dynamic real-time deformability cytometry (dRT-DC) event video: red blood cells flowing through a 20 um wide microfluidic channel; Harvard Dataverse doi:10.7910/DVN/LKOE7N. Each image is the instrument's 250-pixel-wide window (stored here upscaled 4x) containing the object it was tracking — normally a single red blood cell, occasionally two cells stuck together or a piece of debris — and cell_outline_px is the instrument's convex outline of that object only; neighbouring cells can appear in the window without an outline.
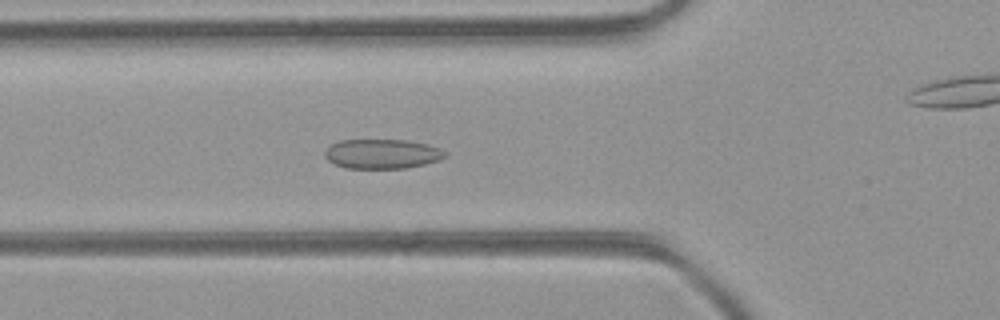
{"species": "common noctule bat (a hibernating species)", "species_latin": "Nyctalus noctula", "temperature_condition": "room temperature", "stored_images_in_passage": 35, "camera_frame_rate_fps": 3000, "um_per_image_px": 0.085, "animal": {"sex": "female", "body_mass_g": 21.9}, "frame": {"image": 1, "passage_image": 8, "time_ms": 2.333, "image_size_px": [1000, 320], "cell_outline_px": [[448, 156], [440, 160], [424, 164], [404, 168], [348, 168], [336, 164], [328, 160], [324, 156], [324, 152], [332, 144], [340, 140], [404, 140], [424, 144], [440, 148], [448, 152]], "centroid_in_image_um": [32.51, 13.08], "position_along_channel_um": 93.3, "area_um2": 20.58}}
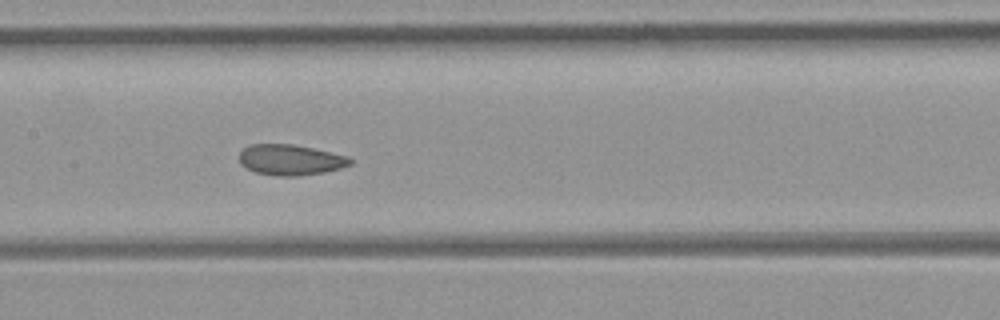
{"frame": {"image": 2, "passage_image": 14, "time_ms": 4.333, "image_size_px": [1000, 320], "cell_outline_px": [[352, 164], [340, 168], [324, 172], [300, 176], [276, 176], [256, 172], [240, 164], [240, 152], [248, 144], [292, 144], [312, 148], [348, 156], [352, 160]], "centroid_in_image_um": [24.69, 13.59], "position_along_channel_um": 182.7, "area_um2": 19.77}}
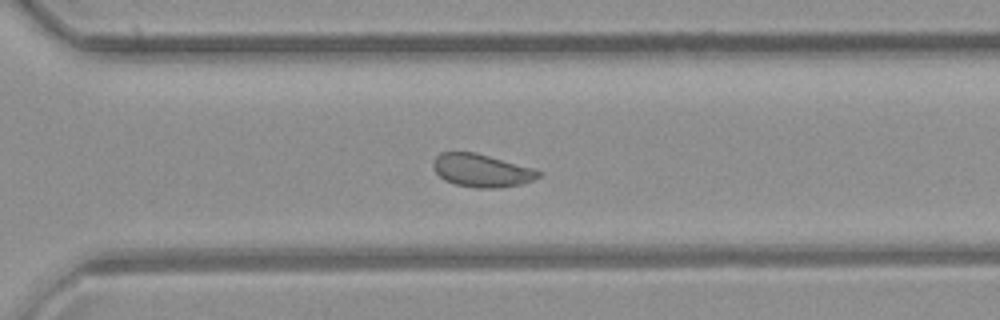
{"frame": {"image": 3, "passage_image": 24, "time_ms": 7.667, "image_size_px": [1000, 320], "cell_outline_px": [[544, 176], [524, 184], [500, 188], [476, 188], [456, 184], [444, 180], [432, 168], [432, 160], [440, 152], [476, 152], [532, 168], [544, 172]], "centroid_in_image_um": [40.97, 14.5], "position_along_channel_um": 329.6, "area_um2": 20.58}, "authors_computed_cell_mechanics": {"area_um2": 20.23, "velocity_mm_per_s": 4.4298, "shape_relaxation_time_tau1_ms": null, "shape_relaxation_time_tau2_ms": 2.0852, "deformation_change_tau1": null, "deformation_change_tau2": 0.0618}}